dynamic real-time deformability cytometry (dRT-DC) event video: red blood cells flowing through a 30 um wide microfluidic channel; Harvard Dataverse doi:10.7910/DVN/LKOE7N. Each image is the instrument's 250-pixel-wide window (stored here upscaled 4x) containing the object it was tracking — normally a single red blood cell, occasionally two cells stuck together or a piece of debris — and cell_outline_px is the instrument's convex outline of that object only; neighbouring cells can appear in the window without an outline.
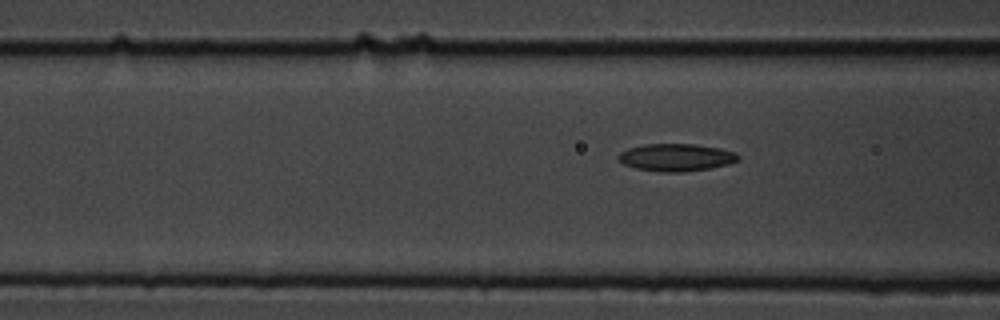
{"species": "common noctule bat (a hibernating species)", "species_latin": "Nyctalus noctula", "temperature_condition": "cold", "stored_images_in_passage": 3, "camera_frame_rate_fps": 3000, "um_per_image_px": 0.085, "animal": {"sex": "male", "body_mass_g": 19.5, "forearm_length_mm": 54.6}, "frame": {"image": 1, "passage_image": 3, "time_ms": 0.667, "image_size_px": [1000, 320], "cell_outline_px": [[740, 160], [728, 164], [708, 168], [684, 172], [660, 172], [636, 168], [624, 164], [616, 156], [620, 152], [628, 148], [644, 144], [696, 144], [720, 148], [736, 152], [740, 156]], "centroid_in_image_um": [57.49, 13.37], "position_along_channel_um": 109.1, "area_um2": 19.25}}